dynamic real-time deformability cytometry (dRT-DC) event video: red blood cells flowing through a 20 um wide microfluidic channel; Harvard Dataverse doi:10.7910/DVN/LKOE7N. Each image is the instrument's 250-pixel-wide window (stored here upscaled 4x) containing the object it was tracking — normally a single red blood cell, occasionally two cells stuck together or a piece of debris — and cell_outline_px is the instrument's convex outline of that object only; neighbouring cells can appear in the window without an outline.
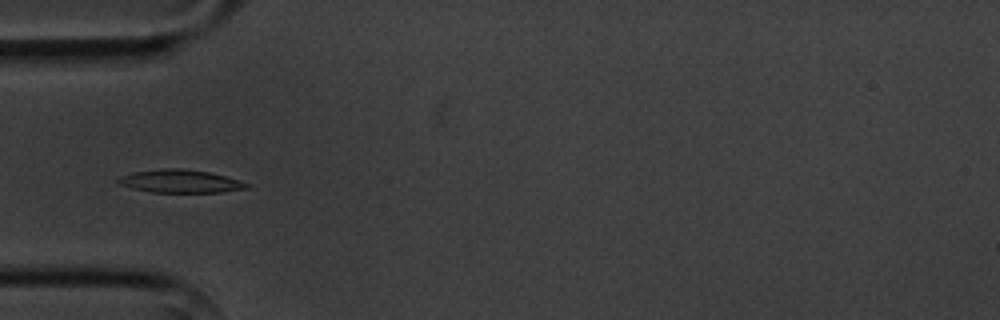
{"species": "common noctule bat (a hibernating species)", "species_latin": "Nyctalus noctula", "temperature_condition": "cold", "stored_images_in_passage": 11, "camera_frame_rate_fps": 3000, "um_per_image_px": 0.085, "animal": {"sex": "male", "body_mass_g": 20.1, "forearm_length_mm": 53.5}, "frame": {"image": 1, "passage_image": 5, "time_ms": 5.667, "image_size_px": [1000, 320], "cell_outline_px": [[252, 184], [248, 188], [220, 192], [152, 192], [132, 188], [116, 184], [116, 180], [120, 176], [132, 172], [164, 168], [184, 168], [208, 172], [224, 176]], "centroid_in_image_um": [15.28, 15.4], "position_along_channel_um": 69.7, "area_um2": 17.28}}
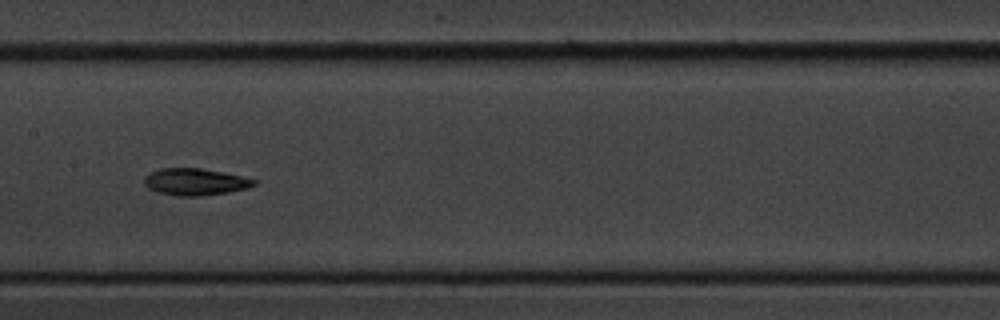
{"frame": {"image": 2, "passage_image": 8, "time_ms": 9.0, "image_size_px": [1000, 320], "cell_outline_px": [[256, 184], [248, 188], [228, 192], [200, 196], [176, 196], [156, 192], [148, 188], [144, 184], [144, 176], [160, 168], [200, 168], [224, 172], [256, 180]], "centroid_in_image_um": [16.56, 15.46], "position_along_channel_um": 190.8, "area_um2": 17.22}}
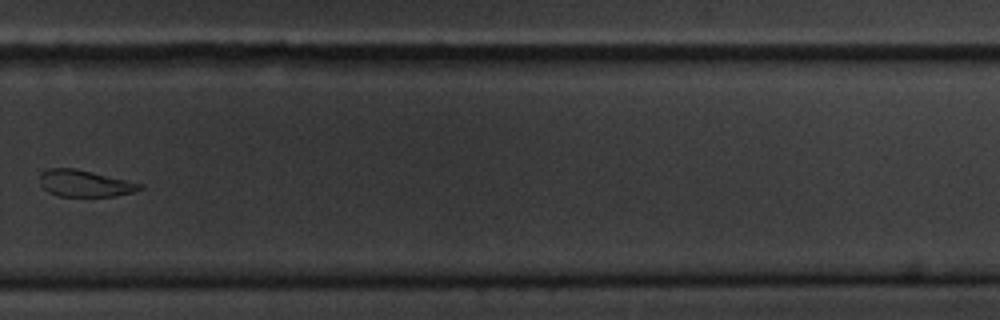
{"frame": {"image": 3, "passage_image": 11, "time_ms": 12.667, "image_size_px": [1000, 320], "cell_outline_px": [[144, 188], [132, 192], [112, 196], [60, 196], [48, 192], [40, 184], [40, 176], [48, 168], [76, 168], [144, 184]], "centroid_in_image_um": [7.22, 15.58], "position_along_channel_um": 322.6, "area_um2": 15.43}}